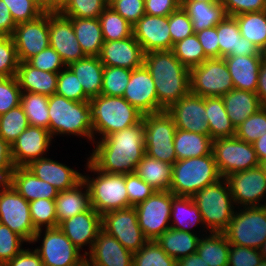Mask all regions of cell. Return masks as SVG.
<instances>
[{"mask_svg":"<svg viewBox=\"0 0 266 266\" xmlns=\"http://www.w3.org/2000/svg\"><path fill=\"white\" fill-rule=\"evenodd\" d=\"M95 148L88 160L99 170L107 173H134L145 153L143 120L121 131L94 141Z\"/></svg>","mask_w":266,"mask_h":266,"instance_id":"6da1fadb","label":"cell"},{"mask_svg":"<svg viewBox=\"0 0 266 266\" xmlns=\"http://www.w3.org/2000/svg\"><path fill=\"white\" fill-rule=\"evenodd\" d=\"M144 65L150 72L163 110L190 92V70L172 50L150 51L144 54Z\"/></svg>","mask_w":266,"mask_h":266,"instance_id":"7a4b0ae2","label":"cell"},{"mask_svg":"<svg viewBox=\"0 0 266 266\" xmlns=\"http://www.w3.org/2000/svg\"><path fill=\"white\" fill-rule=\"evenodd\" d=\"M49 132L55 135H74L94 142L92 108L89 101H73L54 93L49 96Z\"/></svg>","mask_w":266,"mask_h":266,"instance_id":"3957f363","label":"cell"},{"mask_svg":"<svg viewBox=\"0 0 266 266\" xmlns=\"http://www.w3.org/2000/svg\"><path fill=\"white\" fill-rule=\"evenodd\" d=\"M93 121V138H101L121 131L142 121L143 113L123 97L99 95L90 99Z\"/></svg>","mask_w":266,"mask_h":266,"instance_id":"277c9868","label":"cell"},{"mask_svg":"<svg viewBox=\"0 0 266 266\" xmlns=\"http://www.w3.org/2000/svg\"><path fill=\"white\" fill-rule=\"evenodd\" d=\"M213 154L177 160L172 167L169 191L193 197L199 190L221 179Z\"/></svg>","mask_w":266,"mask_h":266,"instance_id":"5b68a950","label":"cell"},{"mask_svg":"<svg viewBox=\"0 0 266 266\" xmlns=\"http://www.w3.org/2000/svg\"><path fill=\"white\" fill-rule=\"evenodd\" d=\"M192 198L203 218V232H223L228 227L236 209L226 178L207 185Z\"/></svg>","mask_w":266,"mask_h":266,"instance_id":"8992f818","label":"cell"},{"mask_svg":"<svg viewBox=\"0 0 266 266\" xmlns=\"http://www.w3.org/2000/svg\"><path fill=\"white\" fill-rule=\"evenodd\" d=\"M86 164V169L97 175L95 178L83 175L89 189L91 207L100 215L129 207L125 174L99 171L88 159Z\"/></svg>","mask_w":266,"mask_h":266,"instance_id":"52a82bcc","label":"cell"},{"mask_svg":"<svg viewBox=\"0 0 266 266\" xmlns=\"http://www.w3.org/2000/svg\"><path fill=\"white\" fill-rule=\"evenodd\" d=\"M239 209L223 233L230 244L259 250L266 241V206Z\"/></svg>","mask_w":266,"mask_h":266,"instance_id":"ba28073f","label":"cell"},{"mask_svg":"<svg viewBox=\"0 0 266 266\" xmlns=\"http://www.w3.org/2000/svg\"><path fill=\"white\" fill-rule=\"evenodd\" d=\"M212 154L223 178L259 166L253 145L236 136L213 140Z\"/></svg>","mask_w":266,"mask_h":266,"instance_id":"9c48e42d","label":"cell"},{"mask_svg":"<svg viewBox=\"0 0 266 266\" xmlns=\"http://www.w3.org/2000/svg\"><path fill=\"white\" fill-rule=\"evenodd\" d=\"M234 89L224 58H211L190 69V92L202 97H222Z\"/></svg>","mask_w":266,"mask_h":266,"instance_id":"30bf717a","label":"cell"},{"mask_svg":"<svg viewBox=\"0 0 266 266\" xmlns=\"http://www.w3.org/2000/svg\"><path fill=\"white\" fill-rule=\"evenodd\" d=\"M0 223L8 226L29 244L37 232L31 219L29 202L7 181L0 183Z\"/></svg>","mask_w":266,"mask_h":266,"instance_id":"8fae6325","label":"cell"},{"mask_svg":"<svg viewBox=\"0 0 266 266\" xmlns=\"http://www.w3.org/2000/svg\"><path fill=\"white\" fill-rule=\"evenodd\" d=\"M134 207L139 226L147 240L155 241L164 231L171 228L172 192L155 191Z\"/></svg>","mask_w":266,"mask_h":266,"instance_id":"7c38bea8","label":"cell"},{"mask_svg":"<svg viewBox=\"0 0 266 266\" xmlns=\"http://www.w3.org/2000/svg\"><path fill=\"white\" fill-rule=\"evenodd\" d=\"M102 230L117 239L124 248L132 253L138 252L148 241L139 226L134 206L104 213Z\"/></svg>","mask_w":266,"mask_h":266,"instance_id":"4fadbf2b","label":"cell"},{"mask_svg":"<svg viewBox=\"0 0 266 266\" xmlns=\"http://www.w3.org/2000/svg\"><path fill=\"white\" fill-rule=\"evenodd\" d=\"M44 233L41 247L34 249L43 266H79L86 259L59 227L45 228Z\"/></svg>","mask_w":266,"mask_h":266,"instance_id":"5bb4252c","label":"cell"},{"mask_svg":"<svg viewBox=\"0 0 266 266\" xmlns=\"http://www.w3.org/2000/svg\"><path fill=\"white\" fill-rule=\"evenodd\" d=\"M235 207L266 206V175L258 166L245 171L235 172L225 177ZM265 198V201L262 200ZM260 203V202H263ZM240 204V205H239Z\"/></svg>","mask_w":266,"mask_h":266,"instance_id":"9a60e30c","label":"cell"},{"mask_svg":"<svg viewBox=\"0 0 266 266\" xmlns=\"http://www.w3.org/2000/svg\"><path fill=\"white\" fill-rule=\"evenodd\" d=\"M19 62H26L49 45V12L37 19L19 23L12 34Z\"/></svg>","mask_w":266,"mask_h":266,"instance_id":"2e32d148","label":"cell"},{"mask_svg":"<svg viewBox=\"0 0 266 266\" xmlns=\"http://www.w3.org/2000/svg\"><path fill=\"white\" fill-rule=\"evenodd\" d=\"M166 112L172 117L177 129L210 136L205 97L189 92Z\"/></svg>","mask_w":266,"mask_h":266,"instance_id":"e0dca14e","label":"cell"},{"mask_svg":"<svg viewBox=\"0 0 266 266\" xmlns=\"http://www.w3.org/2000/svg\"><path fill=\"white\" fill-rule=\"evenodd\" d=\"M49 45L60 55L66 66L85 57L69 17L49 12Z\"/></svg>","mask_w":266,"mask_h":266,"instance_id":"ac0fdd59","label":"cell"},{"mask_svg":"<svg viewBox=\"0 0 266 266\" xmlns=\"http://www.w3.org/2000/svg\"><path fill=\"white\" fill-rule=\"evenodd\" d=\"M153 78L143 64L131 72L123 98L143 114L164 111L158 104Z\"/></svg>","mask_w":266,"mask_h":266,"instance_id":"d6986e66","label":"cell"},{"mask_svg":"<svg viewBox=\"0 0 266 266\" xmlns=\"http://www.w3.org/2000/svg\"><path fill=\"white\" fill-rule=\"evenodd\" d=\"M51 141L52 136L47 129L28 126L11 145L14 166L26 167L36 159L45 158L43 155L48 153Z\"/></svg>","mask_w":266,"mask_h":266,"instance_id":"ffe728a7","label":"cell"},{"mask_svg":"<svg viewBox=\"0 0 266 266\" xmlns=\"http://www.w3.org/2000/svg\"><path fill=\"white\" fill-rule=\"evenodd\" d=\"M132 29L133 36L141 45L144 53L172 50V39L169 32V16H152L145 14Z\"/></svg>","mask_w":266,"mask_h":266,"instance_id":"44dd1931","label":"cell"},{"mask_svg":"<svg viewBox=\"0 0 266 266\" xmlns=\"http://www.w3.org/2000/svg\"><path fill=\"white\" fill-rule=\"evenodd\" d=\"M58 227L77 249L81 251L88 245L91 250L98 233L102 230V215L91 207L88 211L62 221Z\"/></svg>","mask_w":266,"mask_h":266,"instance_id":"7402d4cb","label":"cell"},{"mask_svg":"<svg viewBox=\"0 0 266 266\" xmlns=\"http://www.w3.org/2000/svg\"><path fill=\"white\" fill-rule=\"evenodd\" d=\"M144 51L135 37L104 41L99 55L104 66L122 67L133 70L144 64Z\"/></svg>","mask_w":266,"mask_h":266,"instance_id":"603a6c76","label":"cell"},{"mask_svg":"<svg viewBox=\"0 0 266 266\" xmlns=\"http://www.w3.org/2000/svg\"><path fill=\"white\" fill-rule=\"evenodd\" d=\"M84 255L92 266H133V253L103 230L98 233L92 249Z\"/></svg>","mask_w":266,"mask_h":266,"instance_id":"cb8c5ba5","label":"cell"},{"mask_svg":"<svg viewBox=\"0 0 266 266\" xmlns=\"http://www.w3.org/2000/svg\"><path fill=\"white\" fill-rule=\"evenodd\" d=\"M219 58L228 56H264L252 42L240 34L234 16H226L217 24Z\"/></svg>","mask_w":266,"mask_h":266,"instance_id":"d4e9b609","label":"cell"},{"mask_svg":"<svg viewBox=\"0 0 266 266\" xmlns=\"http://www.w3.org/2000/svg\"><path fill=\"white\" fill-rule=\"evenodd\" d=\"M26 168L58 191L72 189L83 180L80 172L47 157L30 162Z\"/></svg>","mask_w":266,"mask_h":266,"instance_id":"484cf974","label":"cell"},{"mask_svg":"<svg viewBox=\"0 0 266 266\" xmlns=\"http://www.w3.org/2000/svg\"><path fill=\"white\" fill-rule=\"evenodd\" d=\"M264 56H228L224 57L235 89L256 93L260 65Z\"/></svg>","mask_w":266,"mask_h":266,"instance_id":"4316f807","label":"cell"},{"mask_svg":"<svg viewBox=\"0 0 266 266\" xmlns=\"http://www.w3.org/2000/svg\"><path fill=\"white\" fill-rule=\"evenodd\" d=\"M7 182L28 202L37 199H55L58 190L36 177L26 167H15Z\"/></svg>","mask_w":266,"mask_h":266,"instance_id":"83f0119b","label":"cell"},{"mask_svg":"<svg viewBox=\"0 0 266 266\" xmlns=\"http://www.w3.org/2000/svg\"><path fill=\"white\" fill-rule=\"evenodd\" d=\"M90 208V193L83 180L72 189L59 191L55 198L57 227L62 221L88 211Z\"/></svg>","mask_w":266,"mask_h":266,"instance_id":"f1b7e54d","label":"cell"},{"mask_svg":"<svg viewBox=\"0 0 266 266\" xmlns=\"http://www.w3.org/2000/svg\"><path fill=\"white\" fill-rule=\"evenodd\" d=\"M16 79L22 92L51 96L56 92L58 73L36 69L27 62H19Z\"/></svg>","mask_w":266,"mask_h":266,"instance_id":"f546056e","label":"cell"},{"mask_svg":"<svg viewBox=\"0 0 266 266\" xmlns=\"http://www.w3.org/2000/svg\"><path fill=\"white\" fill-rule=\"evenodd\" d=\"M222 99L227 115L235 128L263 107L258 95L247 90L234 88L223 95Z\"/></svg>","mask_w":266,"mask_h":266,"instance_id":"4dcf8cb0","label":"cell"},{"mask_svg":"<svg viewBox=\"0 0 266 266\" xmlns=\"http://www.w3.org/2000/svg\"><path fill=\"white\" fill-rule=\"evenodd\" d=\"M68 67L75 73L84 93L91 99L101 95L104 65L96 56H85Z\"/></svg>","mask_w":266,"mask_h":266,"instance_id":"1f68e13d","label":"cell"},{"mask_svg":"<svg viewBox=\"0 0 266 266\" xmlns=\"http://www.w3.org/2000/svg\"><path fill=\"white\" fill-rule=\"evenodd\" d=\"M199 236L195 233L169 228L155 241L176 261L197 252Z\"/></svg>","mask_w":266,"mask_h":266,"instance_id":"d6a6232c","label":"cell"},{"mask_svg":"<svg viewBox=\"0 0 266 266\" xmlns=\"http://www.w3.org/2000/svg\"><path fill=\"white\" fill-rule=\"evenodd\" d=\"M85 56L99 57L104 43L98 18H70Z\"/></svg>","mask_w":266,"mask_h":266,"instance_id":"836d02e7","label":"cell"},{"mask_svg":"<svg viewBox=\"0 0 266 266\" xmlns=\"http://www.w3.org/2000/svg\"><path fill=\"white\" fill-rule=\"evenodd\" d=\"M172 167V164L156 160L145 154L137 164L134 173L156 191H169Z\"/></svg>","mask_w":266,"mask_h":266,"instance_id":"e575fe53","label":"cell"},{"mask_svg":"<svg viewBox=\"0 0 266 266\" xmlns=\"http://www.w3.org/2000/svg\"><path fill=\"white\" fill-rule=\"evenodd\" d=\"M145 144L174 143L177 130L172 117L166 110L158 113L144 114Z\"/></svg>","mask_w":266,"mask_h":266,"instance_id":"d590c367","label":"cell"},{"mask_svg":"<svg viewBox=\"0 0 266 266\" xmlns=\"http://www.w3.org/2000/svg\"><path fill=\"white\" fill-rule=\"evenodd\" d=\"M170 222H172L171 228L190 233H194V231L191 232L193 226L204 227L202 215L193 198L175 196L173 193Z\"/></svg>","mask_w":266,"mask_h":266,"instance_id":"8d00e7d4","label":"cell"},{"mask_svg":"<svg viewBox=\"0 0 266 266\" xmlns=\"http://www.w3.org/2000/svg\"><path fill=\"white\" fill-rule=\"evenodd\" d=\"M212 142L213 139L208 135L177 129L174 135L177 160L211 154Z\"/></svg>","mask_w":266,"mask_h":266,"instance_id":"74e56055","label":"cell"},{"mask_svg":"<svg viewBox=\"0 0 266 266\" xmlns=\"http://www.w3.org/2000/svg\"><path fill=\"white\" fill-rule=\"evenodd\" d=\"M183 9L193 23L194 33L216 26L227 16L221 1L206 3L194 0L186 3Z\"/></svg>","mask_w":266,"mask_h":266,"instance_id":"f35d334b","label":"cell"},{"mask_svg":"<svg viewBox=\"0 0 266 266\" xmlns=\"http://www.w3.org/2000/svg\"><path fill=\"white\" fill-rule=\"evenodd\" d=\"M200 237L197 247L199 256L210 266H228L230 243L223 232H209Z\"/></svg>","mask_w":266,"mask_h":266,"instance_id":"ab89813d","label":"cell"},{"mask_svg":"<svg viewBox=\"0 0 266 266\" xmlns=\"http://www.w3.org/2000/svg\"><path fill=\"white\" fill-rule=\"evenodd\" d=\"M205 109L213 140L235 136L236 128L227 115L222 97H205Z\"/></svg>","mask_w":266,"mask_h":266,"instance_id":"60d3db41","label":"cell"},{"mask_svg":"<svg viewBox=\"0 0 266 266\" xmlns=\"http://www.w3.org/2000/svg\"><path fill=\"white\" fill-rule=\"evenodd\" d=\"M234 17L240 34L264 52L266 50V10L243 13Z\"/></svg>","mask_w":266,"mask_h":266,"instance_id":"b9f144b4","label":"cell"},{"mask_svg":"<svg viewBox=\"0 0 266 266\" xmlns=\"http://www.w3.org/2000/svg\"><path fill=\"white\" fill-rule=\"evenodd\" d=\"M49 96L30 92H22L20 105L25 112L29 126L45 128L49 131Z\"/></svg>","mask_w":266,"mask_h":266,"instance_id":"7bdbcfd3","label":"cell"},{"mask_svg":"<svg viewBox=\"0 0 266 266\" xmlns=\"http://www.w3.org/2000/svg\"><path fill=\"white\" fill-rule=\"evenodd\" d=\"M104 41L127 39L133 35L132 25L109 5L98 17Z\"/></svg>","mask_w":266,"mask_h":266,"instance_id":"ee69618b","label":"cell"},{"mask_svg":"<svg viewBox=\"0 0 266 266\" xmlns=\"http://www.w3.org/2000/svg\"><path fill=\"white\" fill-rule=\"evenodd\" d=\"M29 209L33 226L37 230L31 243L38 242L42 235L43 227H57L55 199H37L29 202Z\"/></svg>","mask_w":266,"mask_h":266,"instance_id":"f6af8a7d","label":"cell"},{"mask_svg":"<svg viewBox=\"0 0 266 266\" xmlns=\"http://www.w3.org/2000/svg\"><path fill=\"white\" fill-rule=\"evenodd\" d=\"M172 51L175 57L189 70L209 59L205 55L203 47L195 33L175 43Z\"/></svg>","mask_w":266,"mask_h":266,"instance_id":"bcb514c9","label":"cell"},{"mask_svg":"<svg viewBox=\"0 0 266 266\" xmlns=\"http://www.w3.org/2000/svg\"><path fill=\"white\" fill-rule=\"evenodd\" d=\"M29 126V122L21 105L0 115V137L10 146Z\"/></svg>","mask_w":266,"mask_h":266,"instance_id":"7dc6e473","label":"cell"},{"mask_svg":"<svg viewBox=\"0 0 266 266\" xmlns=\"http://www.w3.org/2000/svg\"><path fill=\"white\" fill-rule=\"evenodd\" d=\"M133 266H177L156 241L148 240L138 252L133 253Z\"/></svg>","mask_w":266,"mask_h":266,"instance_id":"c3c4849f","label":"cell"},{"mask_svg":"<svg viewBox=\"0 0 266 266\" xmlns=\"http://www.w3.org/2000/svg\"><path fill=\"white\" fill-rule=\"evenodd\" d=\"M131 72L127 68L104 66L101 94L123 97Z\"/></svg>","mask_w":266,"mask_h":266,"instance_id":"681fc988","label":"cell"},{"mask_svg":"<svg viewBox=\"0 0 266 266\" xmlns=\"http://www.w3.org/2000/svg\"><path fill=\"white\" fill-rule=\"evenodd\" d=\"M109 0H70L60 11L69 18H98Z\"/></svg>","mask_w":266,"mask_h":266,"instance_id":"f907efd6","label":"cell"},{"mask_svg":"<svg viewBox=\"0 0 266 266\" xmlns=\"http://www.w3.org/2000/svg\"><path fill=\"white\" fill-rule=\"evenodd\" d=\"M56 94L73 101H90L75 73L66 66L58 73Z\"/></svg>","mask_w":266,"mask_h":266,"instance_id":"816d5d0a","label":"cell"},{"mask_svg":"<svg viewBox=\"0 0 266 266\" xmlns=\"http://www.w3.org/2000/svg\"><path fill=\"white\" fill-rule=\"evenodd\" d=\"M266 131V107L249 116L242 124L236 127L235 136L248 143H254Z\"/></svg>","mask_w":266,"mask_h":266,"instance_id":"f5cc1de1","label":"cell"},{"mask_svg":"<svg viewBox=\"0 0 266 266\" xmlns=\"http://www.w3.org/2000/svg\"><path fill=\"white\" fill-rule=\"evenodd\" d=\"M23 242L27 241L8 226L0 223V262L7 264L22 248Z\"/></svg>","mask_w":266,"mask_h":266,"instance_id":"db71d44e","label":"cell"},{"mask_svg":"<svg viewBox=\"0 0 266 266\" xmlns=\"http://www.w3.org/2000/svg\"><path fill=\"white\" fill-rule=\"evenodd\" d=\"M19 60L12 36H0V77L16 76Z\"/></svg>","mask_w":266,"mask_h":266,"instance_id":"11a10c76","label":"cell"},{"mask_svg":"<svg viewBox=\"0 0 266 266\" xmlns=\"http://www.w3.org/2000/svg\"><path fill=\"white\" fill-rule=\"evenodd\" d=\"M169 32L173 45L194 34L193 23L183 7H179L169 15Z\"/></svg>","mask_w":266,"mask_h":266,"instance_id":"9f6ffc18","label":"cell"},{"mask_svg":"<svg viewBox=\"0 0 266 266\" xmlns=\"http://www.w3.org/2000/svg\"><path fill=\"white\" fill-rule=\"evenodd\" d=\"M21 93L15 76L0 77V115L20 105Z\"/></svg>","mask_w":266,"mask_h":266,"instance_id":"6f0895ef","label":"cell"},{"mask_svg":"<svg viewBox=\"0 0 266 266\" xmlns=\"http://www.w3.org/2000/svg\"><path fill=\"white\" fill-rule=\"evenodd\" d=\"M16 24L37 19L44 11L32 0H3Z\"/></svg>","mask_w":266,"mask_h":266,"instance_id":"680465c9","label":"cell"},{"mask_svg":"<svg viewBox=\"0 0 266 266\" xmlns=\"http://www.w3.org/2000/svg\"><path fill=\"white\" fill-rule=\"evenodd\" d=\"M26 62L36 69L52 73H59L66 67L60 55L51 46H48Z\"/></svg>","mask_w":266,"mask_h":266,"instance_id":"91938a15","label":"cell"},{"mask_svg":"<svg viewBox=\"0 0 266 266\" xmlns=\"http://www.w3.org/2000/svg\"><path fill=\"white\" fill-rule=\"evenodd\" d=\"M125 184L129 198V207L145 201L156 190L135 173L125 174Z\"/></svg>","mask_w":266,"mask_h":266,"instance_id":"94428289","label":"cell"},{"mask_svg":"<svg viewBox=\"0 0 266 266\" xmlns=\"http://www.w3.org/2000/svg\"><path fill=\"white\" fill-rule=\"evenodd\" d=\"M145 0H109L108 5L132 26L145 15Z\"/></svg>","mask_w":266,"mask_h":266,"instance_id":"6125c7cd","label":"cell"},{"mask_svg":"<svg viewBox=\"0 0 266 266\" xmlns=\"http://www.w3.org/2000/svg\"><path fill=\"white\" fill-rule=\"evenodd\" d=\"M262 260L258 249L230 244L228 266H258Z\"/></svg>","mask_w":266,"mask_h":266,"instance_id":"be15d7a7","label":"cell"},{"mask_svg":"<svg viewBox=\"0 0 266 266\" xmlns=\"http://www.w3.org/2000/svg\"><path fill=\"white\" fill-rule=\"evenodd\" d=\"M226 15L237 16L243 13L265 11L266 0H220Z\"/></svg>","mask_w":266,"mask_h":266,"instance_id":"e7e4bbea","label":"cell"},{"mask_svg":"<svg viewBox=\"0 0 266 266\" xmlns=\"http://www.w3.org/2000/svg\"><path fill=\"white\" fill-rule=\"evenodd\" d=\"M201 43L205 55L211 58H219V44L217 35V25L203 29L195 33Z\"/></svg>","mask_w":266,"mask_h":266,"instance_id":"03108f58","label":"cell"},{"mask_svg":"<svg viewBox=\"0 0 266 266\" xmlns=\"http://www.w3.org/2000/svg\"><path fill=\"white\" fill-rule=\"evenodd\" d=\"M145 153L168 164L173 165L177 161L174 143L145 144Z\"/></svg>","mask_w":266,"mask_h":266,"instance_id":"003e7915","label":"cell"},{"mask_svg":"<svg viewBox=\"0 0 266 266\" xmlns=\"http://www.w3.org/2000/svg\"><path fill=\"white\" fill-rule=\"evenodd\" d=\"M145 14L169 16L180 7L179 0H145Z\"/></svg>","mask_w":266,"mask_h":266,"instance_id":"a7ac6f4b","label":"cell"},{"mask_svg":"<svg viewBox=\"0 0 266 266\" xmlns=\"http://www.w3.org/2000/svg\"><path fill=\"white\" fill-rule=\"evenodd\" d=\"M14 169L11 146L0 137V183L6 182Z\"/></svg>","mask_w":266,"mask_h":266,"instance_id":"89a4df30","label":"cell"},{"mask_svg":"<svg viewBox=\"0 0 266 266\" xmlns=\"http://www.w3.org/2000/svg\"><path fill=\"white\" fill-rule=\"evenodd\" d=\"M6 266H43L42 260L35 250L23 249Z\"/></svg>","mask_w":266,"mask_h":266,"instance_id":"2644e50d","label":"cell"},{"mask_svg":"<svg viewBox=\"0 0 266 266\" xmlns=\"http://www.w3.org/2000/svg\"><path fill=\"white\" fill-rule=\"evenodd\" d=\"M16 26L9 7L0 0V36H12Z\"/></svg>","mask_w":266,"mask_h":266,"instance_id":"8c879c8a","label":"cell"},{"mask_svg":"<svg viewBox=\"0 0 266 266\" xmlns=\"http://www.w3.org/2000/svg\"><path fill=\"white\" fill-rule=\"evenodd\" d=\"M256 94L262 106L266 107V59L264 58L259 69L258 86Z\"/></svg>","mask_w":266,"mask_h":266,"instance_id":"753ad0ef","label":"cell"},{"mask_svg":"<svg viewBox=\"0 0 266 266\" xmlns=\"http://www.w3.org/2000/svg\"><path fill=\"white\" fill-rule=\"evenodd\" d=\"M177 266H210L196 252L177 260Z\"/></svg>","mask_w":266,"mask_h":266,"instance_id":"34e18365","label":"cell"},{"mask_svg":"<svg viewBox=\"0 0 266 266\" xmlns=\"http://www.w3.org/2000/svg\"><path fill=\"white\" fill-rule=\"evenodd\" d=\"M257 158L260 161L266 159V131L263 136H260L254 143H252Z\"/></svg>","mask_w":266,"mask_h":266,"instance_id":"11e5206c","label":"cell"},{"mask_svg":"<svg viewBox=\"0 0 266 266\" xmlns=\"http://www.w3.org/2000/svg\"><path fill=\"white\" fill-rule=\"evenodd\" d=\"M39 7L44 12H54V0H39Z\"/></svg>","mask_w":266,"mask_h":266,"instance_id":"2a66077c","label":"cell"},{"mask_svg":"<svg viewBox=\"0 0 266 266\" xmlns=\"http://www.w3.org/2000/svg\"><path fill=\"white\" fill-rule=\"evenodd\" d=\"M70 0H54V12H60Z\"/></svg>","mask_w":266,"mask_h":266,"instance_id":"b9fcfbb0","label":"cell"},{"mask_svg":"<svg viewBox=\"0 0 266 266\" xmlns=\"http://www.w3.org/2000/svg\"><path fill=\"white\" fill-rule=\"evenodd\" d=\"M191 1H194V0H179L180 7H183L186 3L191 2ZM197 1H203V2H206V3H217V2H220V0H197Z\"/></svg>","mask_w":266,"mask_h":266,"instance_id":"09005b40","label":"cell"},{"mask_svg":"<svg viewBox=\"0 0 266 266\" xmlns=\"http://www.w3.org/2000/svg\"><path fill=\"white\" fill-rule=\"evenodd\" d=\"M259 251H260V254L262 256V259L266 260V241L262 244Z\"/></svg>","mask_w":266,"mask_h":266,"instance_id":"979ff035","label":"cell"},{"mask_svg":"<svg viewBox=\"0 0 266 266\" xmlns=\"http://www.w3.org/2000/svg\"><path fill=\"white\" fill-rule=\"evenodd\" d=\"M259 167L262 169L263 173L266 175V159L259 162Z\"/></svg>","mask_w":266,"mask_h":266,"instance_id":"deb4b68c","label":"cell"},{"mask_svg":"<svg viewBox=\"0 0 266 266\" xmlns=\"http://www.w3.org/2000/svg\"><path fill=\"white\" fill-rule=\"evenodd\" d=\"M79 266H92L86 259Z\"/></svg>","mask_w":266,"mask_h":266,"instance_id":"67dfc351","label":"cell"},{"mask_svg":"<svg viewBox=\"0 0 266 266\" xmlns=\"http://www.w3.org/2000/svg\"><path fill=\"white\" fill-rule=\"evenodd\" d=\"M258 266H266V260H262Z\"/></svg>","mask_w":266,"mask_h":266,"instance_id":"b62a3aed","label":"cell"},{"mask_svg":"<svg viewBox=\"0 0 266 266\" xmlns=\"http://www.w3.org/2000/svg\"><path fill=\"white\" fill-rule=\"evenodd\" d=\"M39 6V0H32Z\"/></svg>","mask_w":266,"mask_h":266,"instance_id":"603ad722","label":"cell"},{"mask_svg":"<svg viewBox=\"0 0 266 266\" xmlns=\"http://www.w3.org/2000/svg\"><path fill=\"white\" fill-rule=\"evenodd\" d=\"M0 266H6V264H4L3 262H0Z\"/></svg>","mask_w":266,"mask_h":266,"instance_id":"5803f987","label":"cell"}]
</instances>
